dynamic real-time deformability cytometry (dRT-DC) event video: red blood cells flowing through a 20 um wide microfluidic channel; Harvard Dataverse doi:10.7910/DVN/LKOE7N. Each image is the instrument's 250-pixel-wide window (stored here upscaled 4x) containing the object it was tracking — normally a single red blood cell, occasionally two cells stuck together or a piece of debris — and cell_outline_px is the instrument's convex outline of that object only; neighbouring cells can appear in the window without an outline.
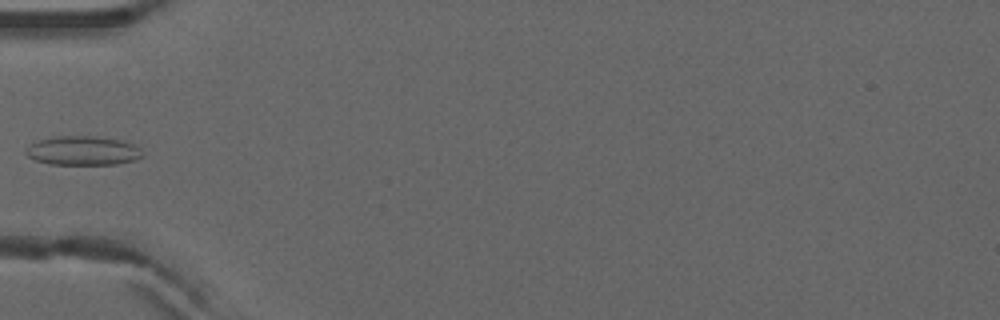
{"species": "common noctule bat (a hibernating species)", "species_latin": "Nyctalus noctula", "temperature_condition": "warm", "stored_images_in_passage": 5, "camera_frame_rate_fps": 3000, "um_per_image_px": 0.085, "animal": {"sex": "male", "forearm_length_mm": 52.5}, "frame": {"image": 1, "passage_image": 4, "time_ms": 1.0, "image_size_px": [1000, 320], "cell_outline_px": [[144, 156], [136, 160], [116, 164], [48, 164], [36, 160], [28, 156], [24, 152], [36, 140], [52, 136], [92, 136], [124, 140], [140, 148], [144, 152]], "centroid_in_image_um": [7.08, 12.8], "position_along_channel_um": 77.9, "area_um2": 19.94}}